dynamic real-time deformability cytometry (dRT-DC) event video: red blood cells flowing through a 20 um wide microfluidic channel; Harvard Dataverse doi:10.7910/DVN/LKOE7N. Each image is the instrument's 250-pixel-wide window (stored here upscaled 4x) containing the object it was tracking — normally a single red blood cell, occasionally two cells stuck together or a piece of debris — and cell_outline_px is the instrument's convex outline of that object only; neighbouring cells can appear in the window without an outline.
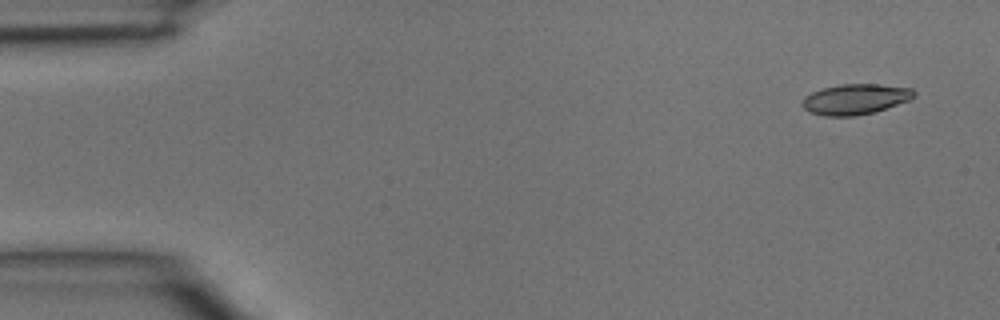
{"species": "common noctule bat (a hibernating species)", "species_latin": "Nyctalus noctula", "temperature_condition": "room temperature", "stored_images_in_passage": 4, "camera_frame_rate_fps": 3000, "um_per_image_px": 0.085, "animal": {"sex": "male", "body_mass_g": 15.6}, "frame": {"image": 1, "passage_image": 1, "time_ms": 0.0, "image_size_px": [1000, 320], "cell_outline_px": [[916, 96], [908, 100], [872, 112], [856, 116], [824, 116], [808, 112], [800, 104], [804, 96], [812, 92], [824, 88], [840, 84], [876, 84], [912, 88], [916, 92]], "centroid_in_image_um": [72.65, 8.43], "position_along_channel_um": 12.3, "area_um2": 19.77}}